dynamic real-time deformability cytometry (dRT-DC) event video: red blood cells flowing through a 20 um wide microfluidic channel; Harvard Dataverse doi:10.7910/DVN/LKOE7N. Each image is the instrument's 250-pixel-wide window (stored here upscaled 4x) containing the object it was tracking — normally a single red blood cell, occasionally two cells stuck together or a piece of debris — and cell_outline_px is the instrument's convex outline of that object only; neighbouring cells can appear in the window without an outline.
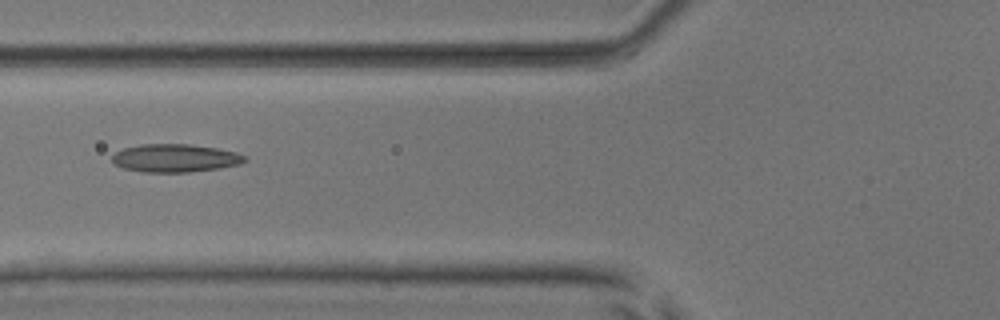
{"species": "common noctule bat (a hibernating species)", "species_latin": "Nyctalus noctula", "temperature_condition": "room temperature", "stored_images_in_passage": 6, "camera_frame_rate_fps": 3000, "um_per_image_px": 0.085, "animal": {"sex": "male", "body_mass_g": 17.9, "forearm_length_mm": 54.2}, "frame": {"image": 1, "passage_image": 6, "time_ms": 5.667, "image_size_px": [1000, 320], "cell_outline_px": [[248, 160], [240, 164], [220, 168], [188, 172], [144, 172], [124, 168], [116, 164], [112, 160], [112, 156], [116, 152], [124, 148], [140, 144], [188, 144], [216, 148], [236, 152], [248, 156]], "centroid_in_image_um": [14.93, 13.43], "position_along_channel_um": 110.9, "area_um2": 21.68}}